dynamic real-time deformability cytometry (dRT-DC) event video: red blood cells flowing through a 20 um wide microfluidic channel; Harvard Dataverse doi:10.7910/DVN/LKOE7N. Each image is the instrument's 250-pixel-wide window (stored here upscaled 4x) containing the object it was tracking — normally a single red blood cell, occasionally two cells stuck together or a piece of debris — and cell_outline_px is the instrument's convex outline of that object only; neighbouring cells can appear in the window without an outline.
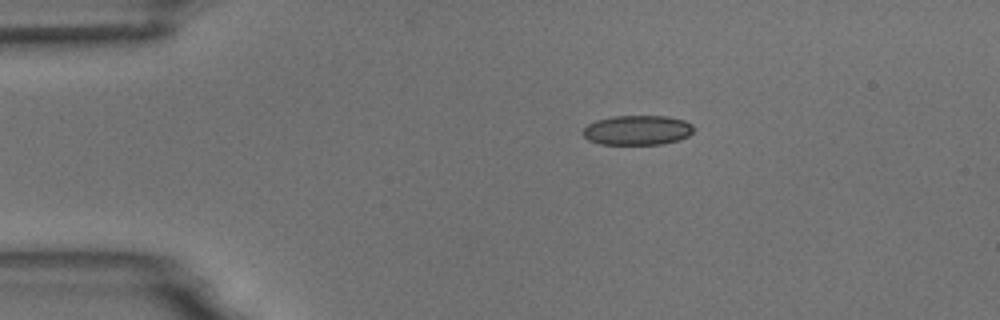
{"species": "common noctule bat (a hibernating species)", "species_latin": "Nyctalus noctula", "temperature_condition": "room temperature", "stored_images_in_passage": 9, "camera_frame_rate_fps": 3000, "um_per_image_px": 0.085, "animal": {"sex": "male", "body_mass_g": 18.8}, "frame": {"image": 1, "passage_image": 1, "time_ms": 0.0, "image_size_px": [1000, 320], "cell_outline_px": [[692, 132], [688, 136], [680, 140], [664, 144], [600, 144], [588, 140], [580, 132], [588, 124], [596, 120], [612, 116], [668, 116], [684, 120], [692, 124]], "centroid_in_image_um": [54.16, 11.06], "position_along_channel_um": 30.8, "area_um2": 19.31}}
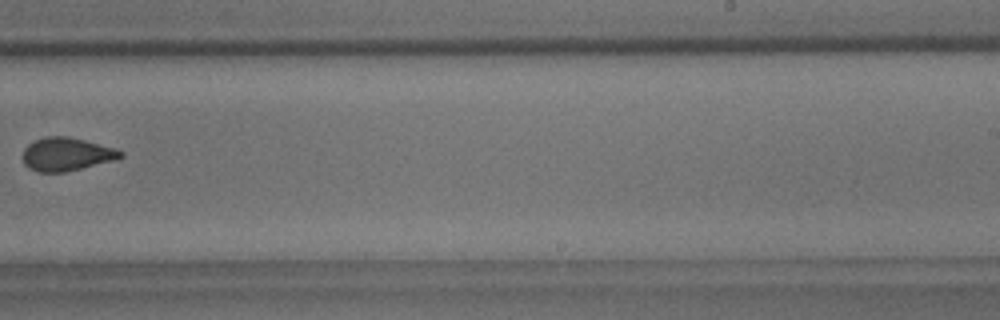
{"frame": {"image": 2, "passage_image": 8, "time_ms": 8.0, "image_size_px": [1000, 320], "cell_outline_px": [[124, 156], [112, 160], [64, 172], [40, 172], [28, 168], [24, 164], [24, 148], [28, 144], [44, 136], [68, 136], [84, 140], [112, 148], [124, 152]], "centroid_in_image_um": [5.61, 13.1], "position_along_channel_um": 283.4, "area_um2": 18.55}}